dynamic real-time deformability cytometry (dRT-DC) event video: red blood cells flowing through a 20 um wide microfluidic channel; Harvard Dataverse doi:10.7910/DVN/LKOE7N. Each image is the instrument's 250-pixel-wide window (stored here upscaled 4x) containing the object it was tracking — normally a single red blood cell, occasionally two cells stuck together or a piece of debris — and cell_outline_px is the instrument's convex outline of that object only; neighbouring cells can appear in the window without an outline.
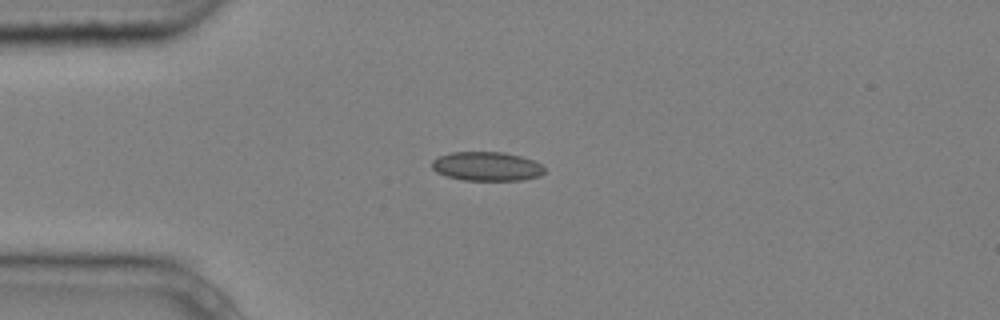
{"species": "common noctule bat (a hibernating species)", "species_latin": "Nyctalus noctula", "temperature_condition": "cold", "stored_images_in_passage": 7, "camera_frame_rate_fps": 3000, "um_per_image_px": 0.085, "animal": {"sex": "male", "body_mass_g": 20.4}, "frame": {"image": 1, "passage_image": 3, "time_ms": 0.667, "image_size_px": [1000, 320], "cell_outline_px": [[544, 172], [540, 176], [520, 180], [464, 180], [448, 176], [436, 172], [432, 168], [432, 160], [440, 156], [452, 152], [504, 152], [520, 156], [532, 160], [540, 164], [544, 168]], "centroid_in_image_um": [41.37, 14.14], "position_along_channel_um": 43.6, "area_um2": 18.9}}
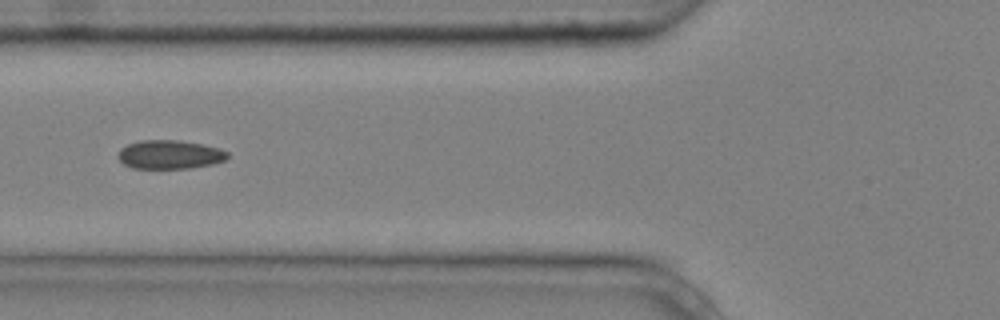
{"frame": {"image": 2, "passage_image": 5, "time_ms": 1.333, "image_size_px": [1000, 320], "cell_outline_px": [[228, 156], [224, 160], [212, 164], [192, 168], [132, 168], [124, 164], [116, 156], [120, 148], [128, 144], [140, 140], [180, 140], [204, 144], [220, 148], [228, 152]], "centroid_in_image_um": [14.42, 13.13], "position_along_channel_um": 111.4, "area_um2": 18.5}}